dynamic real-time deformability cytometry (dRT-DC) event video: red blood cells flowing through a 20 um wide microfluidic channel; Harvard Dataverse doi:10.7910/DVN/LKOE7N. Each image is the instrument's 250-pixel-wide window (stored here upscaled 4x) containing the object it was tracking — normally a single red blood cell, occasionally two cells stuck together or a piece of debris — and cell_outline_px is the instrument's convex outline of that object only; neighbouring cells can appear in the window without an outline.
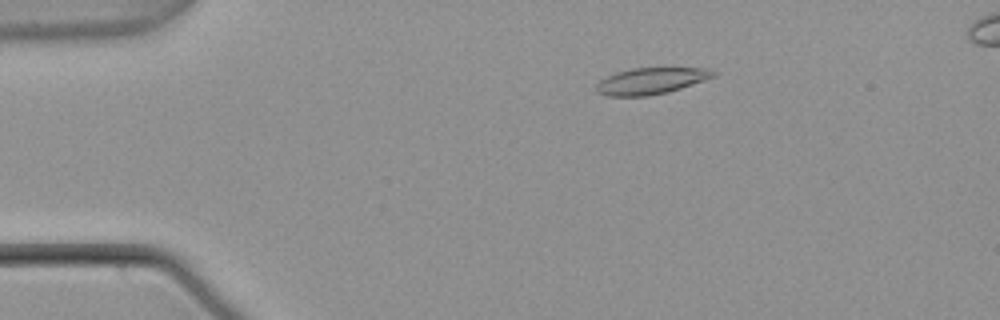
{"species": "common noctule bat (a hibernating species)", "species_latin": "Nyctalus noctula", "temperature_condition": "warm", "stored_images_in_passage": 55, "segment_of_instrument_passage": [1, 2], "camera_frame_rate_fps": 3000, "um_per_image_px": 0.085, "animal": {"sex": "male", "body_mass_g": 21.5, "forearm_length_mm": 52.0}, "frame": {"image": 1, "passage_image": 10, "time_ms": 3.0, "image_size_px": [1000, 320], "cell_outline_px": [[716, 76], [668, 92], [648, 96], [608, 96], [596, 92], [596, 84], [600, 80], [616, 72], [632, 68], [712, 68], [716, 72]], "centroid_in_image_um": [55.34, 6.88], "position_along_channel_um": 29.7, "area_um2": 18.03}}
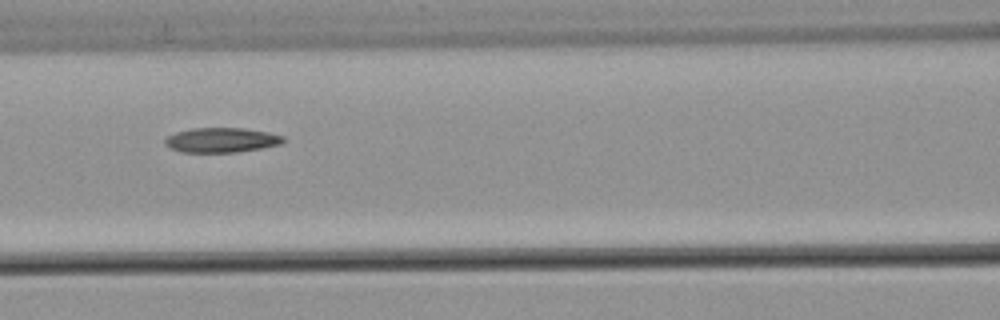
{"frame": {"image": 2, "passage_image": 24, "time_ms": 7.667, "image_size_px": [1000, 320], "cell_outline_px": [[284, 140], [280, 144], [264, 148], [236, 152], [180, 152], [164, 144], [164, 140], [168, 136], [176, 132], [192, 128], [244, 128], [268, 132], [284, 136]], "centroid_in_image_um": [18.83, 11.9], "position_along_channel_um": 147.8, "area_um2": 17.05}}
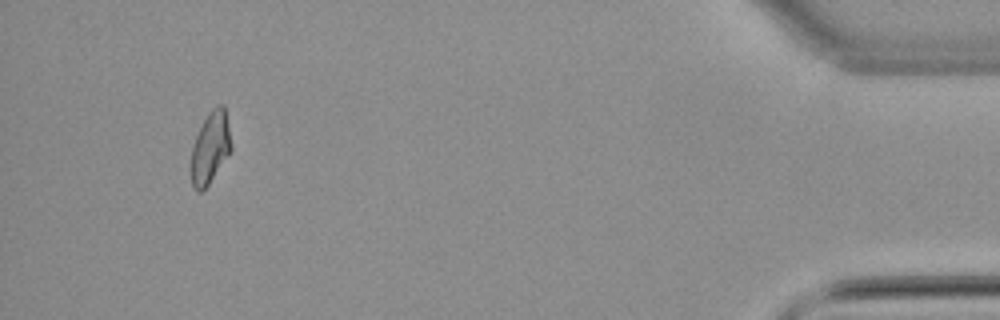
{"frame": {"image": 3, "passage_image": 51, "time_ms": 16.667, "image_size_px": [1000, 320], "cell_outline_px": [[232, 152], [208, 184], [200, 192], [196, 192], [192, 184], [192, 148], [196, 136], [208, 112], [216, 104], [224, 104], [232, 144]], "centroid_in_image_um": [17.91, 12.52], "position_along_channel_um": 417.3, "area_um2": 16.7}}